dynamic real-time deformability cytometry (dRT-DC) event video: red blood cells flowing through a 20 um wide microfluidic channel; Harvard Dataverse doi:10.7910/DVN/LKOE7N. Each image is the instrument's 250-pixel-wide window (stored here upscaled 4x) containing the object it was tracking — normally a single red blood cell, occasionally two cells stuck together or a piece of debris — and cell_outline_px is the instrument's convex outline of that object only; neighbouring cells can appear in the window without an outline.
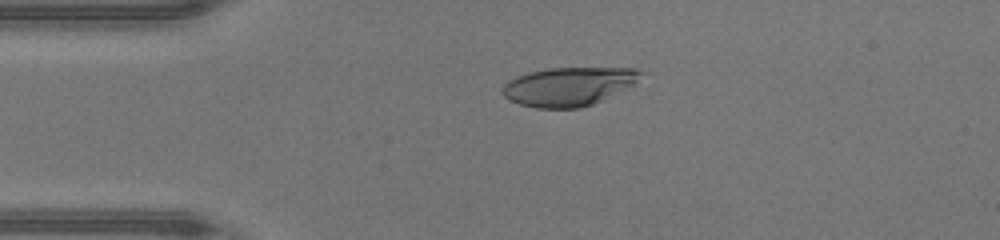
{"species": "human", "species_latin": "Homo sapiens", "temperature_condition": "warm", "stored_images_in_passage": 46, "camera_frame_rate_fps": 3000, "um_per_image_px": 0.085, "donor": {"sex": "male"}, "frame": {"image": 1, "passage_image": 10, "time_ms": 3.0, "image_size_px": [1000, 240], "cell_outline_px": [[644, 72], [632, 84], [592, 104], [580, 108], [536, 108], [520, 104], [508, 100], [500, 92], [504, 84], [508, 80], [516, 76], [528, 72], [548, 68], [636, 68]], "centroid_in_image_um": [48.24, 7.34], "position_along_channel_um": 36.8, "area_um2": 30.87}}
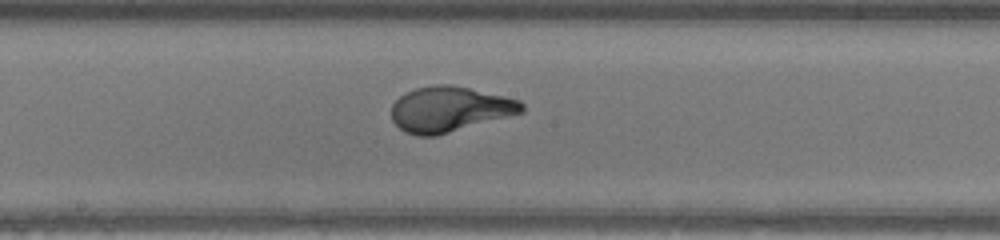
{"frame": {"image": 2, "passage_image": 24, "time_ms": 7.667, "image_size_px": [1000, 240], "cell_outline_px": [[524, 112], [436, 136], [416, 136], [404, 132], [392, 120], [392, 104], [404, 92], [416, 88], [436, 84], [448, 84], [468, 88], [504, 96], [520, 100], [524, 104]], "centroid_in_image_um": [38.2, 9.29], "position_along_channel_um": 210.0, "area_um2": 34.39}}
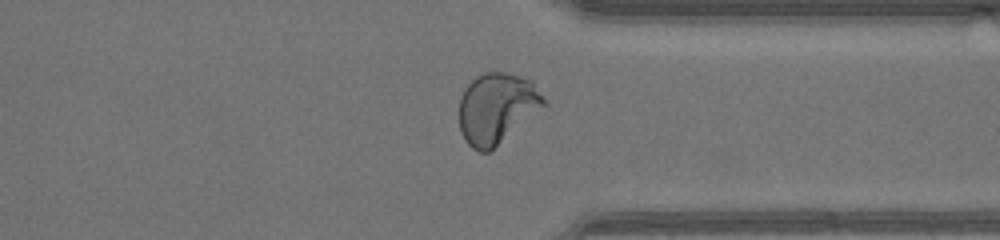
{"frame": {"image": 3, "passage_image": 35, "time_ms": 11.333, "image_size_px": [1000, 240], "cell_outline_px": [[548, 104], [488, 152], [480, 152], [472, 148], [464, 140], [460, 132], [460, 96], [464, 88], [476, 76], [484, 72], [504, 72], [520, 76], [532, 80]], "centroid_in_image_um": [42.22, 9.18], "position_along_channel_um": 369.2, "area_um2": 34.8}, "authors_computed_cell_mechanics": {"area_um2": 33.7552, "velocity_mm_per_s": 4.4147, "shape_relaxation_time_tau1_ms": 4.2928, "shape_relaxation_time_tau2_ms": null, "deformation_change_tau1": 0.2629, "deformation_change_tau2": null}}